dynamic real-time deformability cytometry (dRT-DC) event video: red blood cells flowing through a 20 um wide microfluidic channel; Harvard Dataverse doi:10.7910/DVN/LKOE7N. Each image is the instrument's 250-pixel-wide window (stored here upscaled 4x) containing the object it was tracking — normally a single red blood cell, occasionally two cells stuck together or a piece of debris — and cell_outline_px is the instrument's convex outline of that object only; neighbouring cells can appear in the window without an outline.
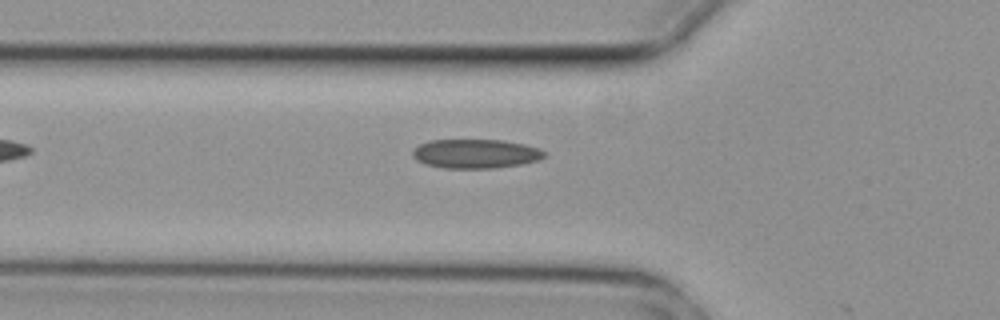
{"species": "common noctule bat (a hibernating species)", "species_latin": "Nyctalus noctula", "temperature_condition": "cold", "stored_images_in_passage": 5, "camera_frame_rate_fps": 3000, "um_per_image_px": 0.085, "animal": {"sex": "female", "body_mass_g": 29.2, "forearm_length_mm": 56.3}, "frame": {"image": 1, "passage_image": 5, "time_ms": 1.333, "image_size_px": [1000, 320], "cell_outline_px": [[548, 156], [540, 160], [520, 164], [492, 168], [444, 168], [428, 164], [416, 160], [412, 156], [412, 152], [420, 144], [428, 140], [504, 140], [524, 144], [540, 148], [548, 152]], "centroid_in_image_um": [40.49, 13.06], "position_along_channel_um": 85.3, "area_um2": 22.48}}